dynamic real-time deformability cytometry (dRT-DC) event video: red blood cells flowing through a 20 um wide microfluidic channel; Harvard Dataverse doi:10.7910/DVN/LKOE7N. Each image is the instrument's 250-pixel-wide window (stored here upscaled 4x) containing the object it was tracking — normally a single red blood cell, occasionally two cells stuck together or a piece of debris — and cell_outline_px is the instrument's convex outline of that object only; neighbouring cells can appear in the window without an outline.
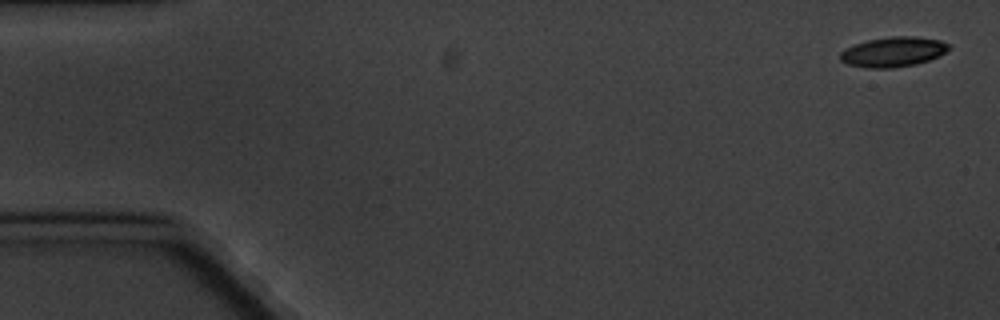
{"species": "common noctule bat (a hibernating species)", "species_latin": "Nyctalus noctula", "temperature_condition": "cold", "stored_images_in_passage": 7, "camera_frame_rate_fps": 3000, "um_per_image_px": 0.085, "animal": {"sex": "male", "body_mass_g": 20.1, "forearm_length_mm": 53.5}, "frame": {"image": 1, "passage_image": 1, "time_ms": 0.0, "image_size_px": [1000, 320], "cell_outline_px": [[952, 48], [940, 56], [916, 64], [892, 68], [868, 68], [848, 64], [840, 60], [840, 52], [844, 48], [868, 40], [892, 36], [916, 36], [940, 40], [952, 44]], "centroid_in_image_um": [75.97, 4.4], "position_along_channel_um": 9.0, "area_um2": 19.13}}
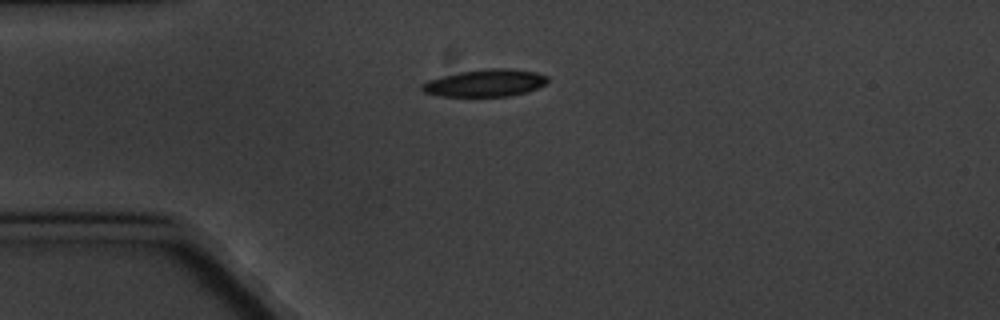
{"frame": {"image": 2, "passage_image": 4, "time_ms": 4.333, "image_size_px": [1000, 320], "cell_outline_px": [[548, 80], [544, 84], [528, 92], [508, 96], [440, 96], [424, 92], [420, 88], [420, 84], [428, 80], [460, 72], [484, 68], [512, 68], [536, 72], [548, 76]], "centroid_in_image_um": [41.25, 7.05], "position_along_channel_um": 43.8, "area_um2": 20.0}}